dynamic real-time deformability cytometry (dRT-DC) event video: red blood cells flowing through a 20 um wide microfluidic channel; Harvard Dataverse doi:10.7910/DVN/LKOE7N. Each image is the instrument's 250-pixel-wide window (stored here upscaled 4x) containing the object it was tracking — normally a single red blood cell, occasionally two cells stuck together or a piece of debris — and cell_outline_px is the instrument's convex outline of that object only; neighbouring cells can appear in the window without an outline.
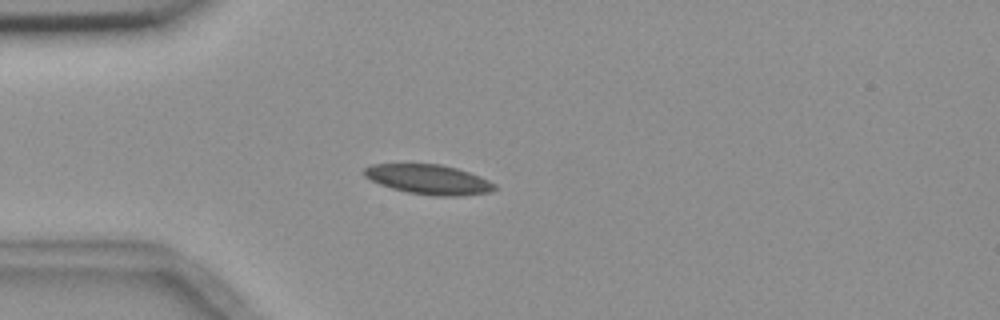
{"species": "common noctule bat (a hibernating species)", "species_latin": "Nyctalus noctula", "temperature_condition": "room temperature", "stored_images_in_passage": 3, "camera_frame_rate_fps": 3000, "um_per_image_px": 0.085, "animal": {"sex": "female", "body_mass_g": 18.4}, "frame": {"image": 1, "passage_image": 3, "time_ms": 2.333, "image_size_px": [1000, 320], "cell_outline_px": [[496, 188], [492, 192], [460, 196], [436, 196], [408, 192], [392, 188], [380, 184], [364, 176], [364, 168], [372, 164], [440, 164], [456, 168], [480, 176], [496, 184]], "centroid_in_image_um": [36.46, 15.25], "position_along_channel_um": 48.5, "area_um2": 22.48}}